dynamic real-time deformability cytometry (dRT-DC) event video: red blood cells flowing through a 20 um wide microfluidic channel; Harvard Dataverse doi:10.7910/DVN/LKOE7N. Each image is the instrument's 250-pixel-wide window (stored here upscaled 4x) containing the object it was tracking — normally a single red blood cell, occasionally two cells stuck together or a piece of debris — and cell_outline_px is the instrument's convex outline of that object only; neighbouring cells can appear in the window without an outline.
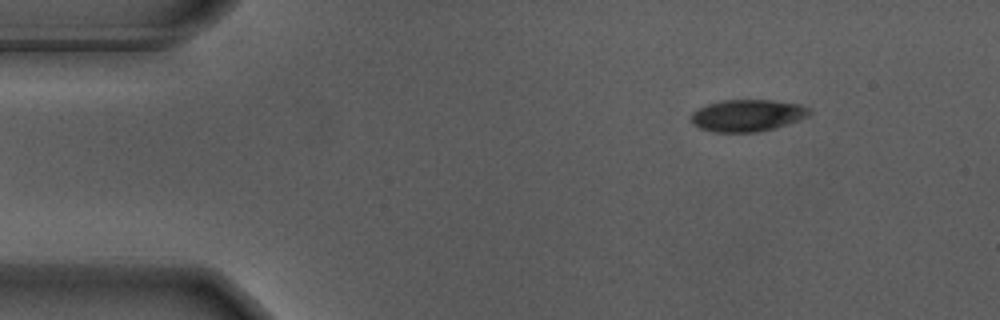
{"species": "Egyptian fruit bat (a non-hibernating species)", "species_latin": "Rousettus aegyptiacus", "temperature_condition": "warm", "stored_images_in_passage": 18, "camera_frame_rate_fps": 3000, "um_per_image_px": 0.085, "animal": {"sex": "male"}, "frame": {"image": 1, "passage_image": 2, "time_ms": 0.333, "image_size_px": [1000, 320], "cell_outline_px": [[812, 112], [808, 116], [800, 120], [776, 128], [756, 132], [712, 132], [700, 128], [692, 124], [688, 120], [692, 112], [708, 104], [720, 100], [772, 100], [800, 104], [808, 108]], "centroid_in_image_um": [63.51, 9.82], "position_along_channel_um": 21.5, "area_um2": 22.25}}
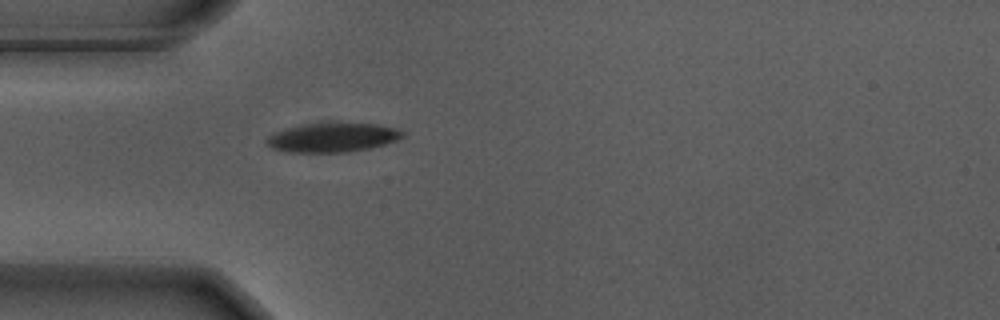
{"frame": {"image": 2, "passage_image": 11, "time_ms": 3.333, "image_size_px": [1000, 320], "cell_outline_px": [[404, 136], [396, 140], [372, 148], [348, 152], [288, 152], [272, 148], [264, 140], [268, 136], [284, 128], [300, 124], [376, 124], [396, 128], [404, 132]], "centroid_in_image_um": [28.25, 11.7], "position_along_channel_um": 56.8, "area_um2": 22.89}}
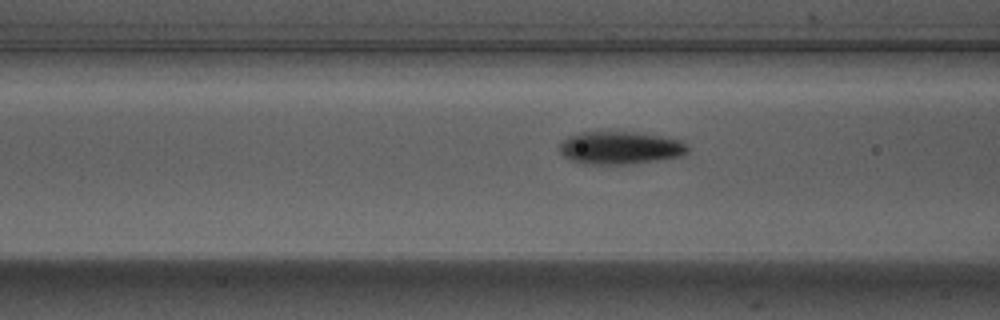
{"frame": {"image": 3, "passage_image": 16, "time_ms": 5.0, "image_size_px": [1000, 320], "cell_outline_px": [[692, 148], [688, 152], [680, 156], [656, 160], [628, 164], [584, 164], [572, 160], [564, 156], [560, 152], [560, 140], [576, 132], [628, 132], [660, 136], [684, 140]], "centroid_in_image_um": [52.72, 12.56], "position_along_channel_um": 113.9, "area_um2": 24.62}}